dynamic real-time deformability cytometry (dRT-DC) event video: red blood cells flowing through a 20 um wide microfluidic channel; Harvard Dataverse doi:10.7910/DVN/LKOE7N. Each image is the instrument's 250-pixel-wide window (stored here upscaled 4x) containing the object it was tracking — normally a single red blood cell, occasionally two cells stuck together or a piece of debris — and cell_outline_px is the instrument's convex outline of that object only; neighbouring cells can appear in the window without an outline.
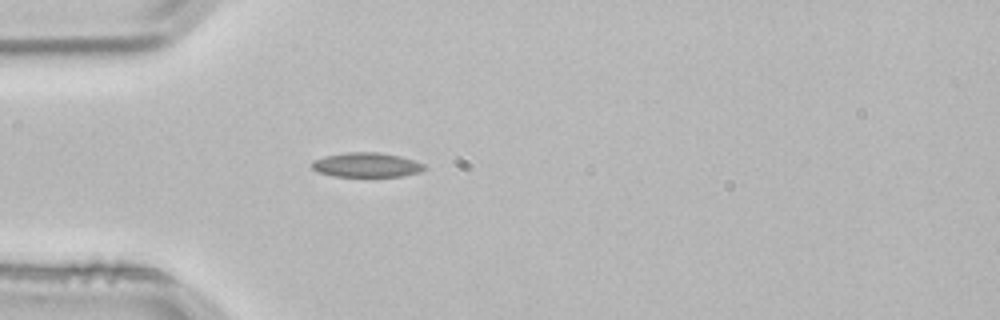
{"species": "common noctule bat (a hibernating species)", "species_latin": "Nyctalus noctula", "temperature_condition": "room temperature", "stored_images_in_passage": 1, "camera_frame_rate_fps": 3000, "um_per_image_px": 0.085, "animal": {"sex": "male", "body_mass_g": 21.5, "forearm_length_mm": 52.0}, "frame": {"image": 1, "passage_image": 1, "time_ms": 0.0, "image_size_px": [1000, 320], "cell_outline_px": [[428, 168], [420, 172], [400, 176], [332, 176], [320, 172], [312, 168], [312, 160], [324, 156], [348, 152], [380, 152], [400, 156], [424, 164]], "centroid_in_image_um": [31.16, 14.01], "position_along_channel_um": 53.8, "area_um2": 16.01}}